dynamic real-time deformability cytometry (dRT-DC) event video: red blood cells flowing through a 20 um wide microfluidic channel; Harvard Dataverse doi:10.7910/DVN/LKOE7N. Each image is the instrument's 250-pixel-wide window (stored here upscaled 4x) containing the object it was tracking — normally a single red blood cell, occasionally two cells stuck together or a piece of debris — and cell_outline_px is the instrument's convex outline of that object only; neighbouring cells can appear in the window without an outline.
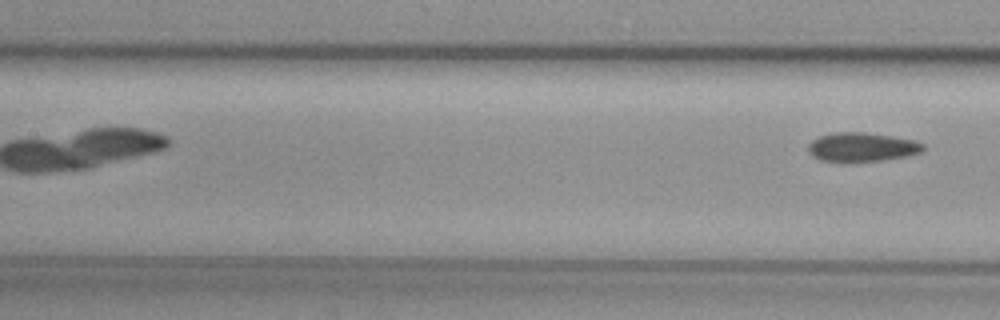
{"species": "common noctule bat (a hibernating species)", "species_latin": "Nyctalus noctula", "temperature_condition": "cold", "stored_images_in_passage": 7, "camera_frame_rate_fps": 3000, "um_per_image_px": 0.085, "animal": {"sex": "female", "body_mass_g": 29.2, "forearm_length_mm": 56.3}, "frame": {"image": 1, "passage_image": 7, "time_ms": 7.0, "image_size_px": [1000, 320], "cell_outline_px": [[924, 148], [920, 152], [908, 156], [884, 160], [844, 164], [840, 164], [820, 160], [812, 156], [808, 152], [808, 144], [812, 140], [820, 136], [836, 132], [864, 132], [892, 136], [912, 140], [924, 144]], "centroid_in_image_um": [73.2, 12.54], "position_along_channel_um": 134.2, "area_um2": 20.0}}